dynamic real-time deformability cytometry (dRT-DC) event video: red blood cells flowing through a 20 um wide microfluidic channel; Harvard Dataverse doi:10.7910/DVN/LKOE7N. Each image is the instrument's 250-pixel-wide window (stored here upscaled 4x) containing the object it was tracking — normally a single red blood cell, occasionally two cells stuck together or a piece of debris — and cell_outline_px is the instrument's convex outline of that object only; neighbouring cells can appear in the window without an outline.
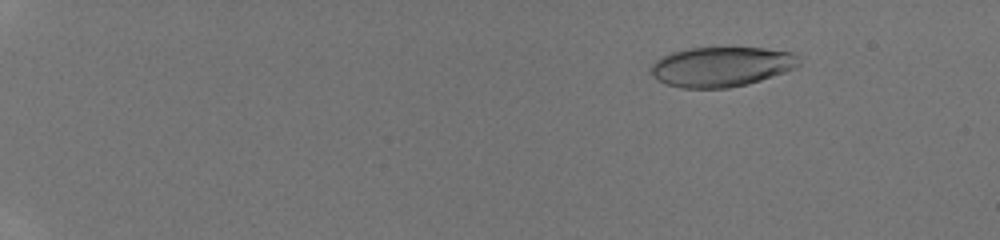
{"species": "human", "species_latin": "Homo sapiens", "temperature_condition": "room temperature", "stored_images_in_passage": 44, "camera_frame_rate_fps": 3000, "um_per_image_px": 0.085, "donor": {"sex": "male"}, "frame": {"image": 1, "passage_image": 4, "time_ms": 1.0, "image_size_px": [1000, 240], "cell_outline_px": [[800, 64], [784, 72], [748, 84], [728, 88], [680, 88], [664, 84], [656, 80], [652, 76], [652, 64], [656, 60], [672, 52], [688, 48], [764, 48], [792, 52], [800, 56]], "centroid_in_image_um": [61.31, 5.67], "position_along_channel_um": 23.7, "area_um2": 34.39}}
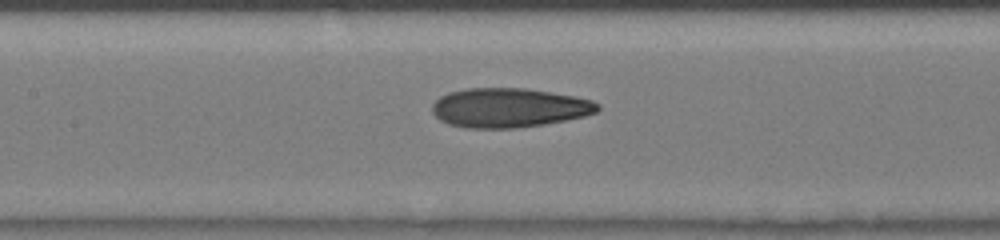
{"frame": {"image": 2, "passage_image": 23, "time_ms": 7.333, "image_size_px": [1000, 240], "cell_outline_px": [[600, 108], [596, 112], [584, 116], [544, 124], [516, 128], [464, 128], [448, 124], [440, 120], [432, 112], [432, 104], [440, 96], [448, 92], [464, 88], [528, 88], [576, 96], [592, 100], [600, 104]], "centroid_in_image_um": [43.25, 9.15], "position_along_channel_um": 164.1, "area_um2": 38.21}}
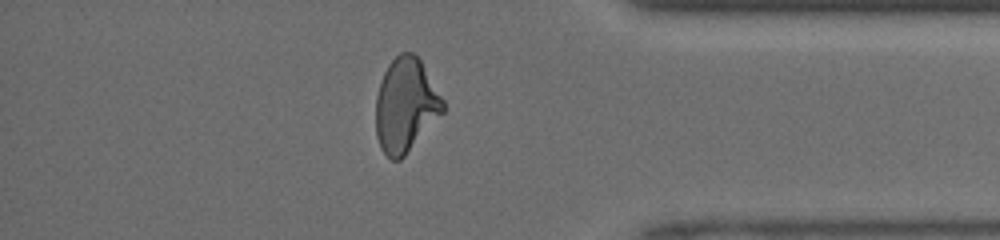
{"frame": {"image": 3, "passage_image": 39, "time_ms": 12.667, "image_size_px": [1000, 240], "cell_outline_px": [[444, 112], [404, 156], [400, 160], [392, 160], [380, 148], [376, 136], [376, 96], [384, 72], [388, 64], [400, 52], [412, 52], [420, 60], [444, 100]], "centroid_in_image_um": [34.47, 8.95], "position_along_channel_um": 400.7, "area_um2": 36.53}}